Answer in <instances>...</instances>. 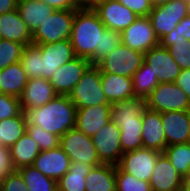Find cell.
Instances as JSON below:
<instances>
[{
	"label": "cell",
	"mask_w": 190,
	"mask_h": 191,
	"mask_svg": "<svg viewBox=\"0 0 190 191\" xmlns=\"http://www.w3.org/2000/svg\"><path fill=\"white\" fill-rule=\"evenodd\" d=\"M76 106L69 96L57 95L38 108H23L27 125H37L59 137L75 128Z\"/></svg>",
	"instance_id": "6da1fadb"
},
{
	"label": "cell",
	"mask_w": 190,
	"mask_h": 191,
	"mask_svg": "<svg viewBox=\"0 0 190 191\" xmlns=\"http://www.w3.org/2000/svg\"><path fill=\"white\" fill-rule=\"evenodd\" d=\"M107 28L93 9L76 10L70 42L75 57L89 59L100 49L101 35Z\"/></svg>",
	"instance_id": "7a4b0ae2"
},
{
	"label": "cell",
	"mask_w": 190,
	"mask_h": 191,
	"mask_svg": "<svg viewBox=\"0 0 190 191\" xmlns=\"http://www.w3.org/2000/svg\"><path fill=\"white\" fill-rule=\"evenodd\" d=\"M68 96L76 109L110 104L101 86V71L92 64L86 69Z\"/></svg>",
	"instance_id": "3957f363"
},
{
	"label": "cell",
	"mask_w": 190,
	"mask_h": 191,
	"mask_svg": "<svg viewBox=\"0 0 190 191\" xmlns=\"http://www.w3.org/2000/svg\"><path fill=\"white\" fill-rule=\"evenodd\" d=\"M76 10H55L32 34L33 44H52L70 39Z\"/></svg>",
	"instance_id": "277c9868"
},
{
	"label": "cell",
	"mask_w": 190,
	"mask_h": 191,
	"mask_svg": "<svg viewBox=\"0 0 190 191\" xmlns=\"http://www.w3.org/2000/svg\"><path fill=\"white\" fill-rule=\"evenodd\" d=\"M143 62L144 53L121 44L100 60L96 66L101 73H111L132 78Z\"/></svg>",
	"instance_id": "5b68a950"
},
{
	"label": "cell",
	"mask_w": 190,
	"mask_h": 191,
	"mask_svg": "<svg viewBox=\"0 0 190 191\" xmlns=\"http://www.w3.org/2000/svg\"><path fill=\"white\" fill-rule=\"evenodd\" d=\"M59 146L68 155L71 162L99 166L100 162L92 137L76 128L70 129L60 137Z\"/></svg>",
	"instance_id": "8992f818"
},
{
	"label": "cell",
	"mask_w": 190,
	"mask_h": 191,
	"mask_svg": "<svg viewBox=\"0 0 190 191\" xmlns=\"http://www.w3.org/2000/svg\"><path fill=\"white\" fill-rule=\"evenodd\" d=\"M146 108L156 112L190 110V99L175 83H159L146 98Z\"/></svg>",
	"instance_id": "52a82bcc"
},
{
	"label": "cell",
	"mask_w": 190,
	"mask_h": 191,
	"mask_svg": "<svg viewBox=\"0 0 190 191\" xmlns=\"http://www.w3.org/2000/svg\"><path fill=\"white\" fill-rule=\"evenodd\" d=\"M120 128L111 120L101 127L92 141L102 164L118 165L123 155L120 143Z\"/></svg>",
	"instance_id": "ba28073f"
},
{
	"label": "cell",
	"mask_w": 190,
	"mask_h": 191,
	"mask_svg": "<svg viewBox=\"0 0 190 191\" xmlns=\"http://www.w3.org/2000/svg\"><path fill=\"white\" fill-rule=\"evenodd\" d=\"M36 45L40 50L39 77L49 80L57 68L75 58L70 39Z\"/></svg>",
	"instance_id": "9c48e42d"
},
{
	"label": "cell",
	"mask_w": 190,
	"mask_h": 191,
	"mask_svg": "<svg viewBox=\"0 0 190 191\" xmlns=\"http://www.w3.org/2000/svg\"><path fill=\"white\" fill-rule=\"evenodd\" d=\"M186 16L185 0H171L165 5L153 7L148 15L159 40L174 30Z\"/></svg>",
	"instance_id": "30bf717a"
},
{
	"label": "cell",
	"mask_w": 190,
	"mask_h": 191,
	"mask_svg": "<svg viewBox=\"0 0 190 191\" xmlns=\"http://www.w3.org/2000/svg\"><path fill=\"white\" fill-rule=\"evenodd\" d=\"M162 154L155 149L141 148L123 153L118 166L139 180L149 182L158 157Z\"/></svg>",
	"instance_id": "8fae6325"
},
{
	"label": "cell",
	"mask_w": 190,
	"mask_h": 191,
	"mask_svg": "<svg viewBox=\"0 0 190 191\" xmlns=\"http://www.w3.org/2000/svg\"><path fill=\"white\" fill-rule=\"evenodd\" d=\"M101 22L109 30L124 31L139 17L117 0H102L94 5Z\"/></svg>",
	"instance_id": "7c38bea8"
},
{
	"label": "cell",
	"mask_w": 190,
	"mask_h": 191,
	"mask_svg": "<svg viewBox=\"0 0 190 191\" xmlns=\"http://www.w3.org/2000/svg\"><path fill=\"white\" fill-rule=\"evenodd\" d=\"M90 65L91 62L88 59L75 57L57 68L50 77L49 83L57 95L68 96Z\"/></svg>",
	"instance_id": "4fadbf2b"
},
{
	"label": "cell",
	"mask_w": 190,
	"mask_h": 191,
	"mask_svg": "<svg viewBox=\"0 0 190 191\" xmlns=\"http://www.w3.org/2000/svg\"><path fill=\"white\" fill-rule=\"evenodd\" d=\"M121 34L122 44L142 53L159 45V38L152 28L148 16L139 17L129 27L122 31Z\"/></svg>",
	"instance_id": "5bb4252c"
},
{
	"label": "cell",
	"mask_w": 190,
	"mask_h": 191,
	"mask_svg": "<svg viewBox=\"0 0 190 191\" xmlns=\"http://www.w3.org/2000/svg\"><path fill=\"white\" fill-rule=\"evenodd\" d=\"M144 63L157 76L159 83H174L181 71L168 49L160 45L144 53Z\"/></svg>",
	"instance_id": "9a60e30c"
},
{
	"label": "cell",
	"mask_w": 190,
	"mask_h": 191,
	"mask_svg": "<svg viewBox=\"0 0 190 191\" xmlns=\"http://www.w3.org/2000/svg\"><path fill=\"white\" fill-rule=\"evenodd\" d=\"M111 104L94 105L76 110L75 128L87 136L96 132L111 120Z\"/></svg>",
	"instance_id": "2e32d148"
},
{
	"label": "cell",
	"mask_w": 190,
	"mask_h": 191,
	"mask_svg": "<svg viewBox=\"0 0 190 191\" xmlns=\"http://www.w3.org/2000/svg\"><path fill=\"white\" fill-rule=\"evenodd\" d=\"M167 146L190 142V110L161 113Z\"/></svg>",
	"instance_id": "e0dca14e"
},
{
	"label": "cell",
	"mask_w": 190,
	"mask_h": 191,
	"mask_svg": "<svg viewBox=\"0 0 190 191\" xmlns=\"http://www.w3.org/2000/svg\"><path fill=\"white\" fill-rule=\"evenodd\" d=\"M184 178L180 176L173 164L162 153L156 162L149 180L151 191H181Z\"/></svg>",
	"instance_id": "ac0fdd59"
},
{
	"label": "cell",
	"mask_w": 190,
	"mask_h": 191,
	"mask_svg": "<svg viewBox=\"0 0 190 191\" xmlns=\"http://www.w3.org/2000/svg\"><path fill=\"white\" fill-rule=\"evenodd\" d=\"M70 163L68 155L60 146H57L50 150L40 151L33 166L46 177L57 182L69 170Z\"/></svg>",
	"instance_id": "d6986e66"
},
{
	"label": "cell",
	"mask_w": 190,
	"mask_h": 191,
	"mask_svg": "<svg viewBox=\"0 0 190 191\" xmlns=\"http://www.w3.org/2000/svg\"><path fill=\"white\" fill-rule=\"evenodd\" d=\"M143 148L164 152L167 147L161 112L145 109L142 113Z\"/></svg>",
	"instance_id": "ffe728a7"
},
{
	"label": "cell",
	"mask_w": 190,
	"mask_h": 191,
	"mask_svg": "<svg viewBox=\"0 0 190 191\" xmlns=\"http://www.w3.org/2000/svg\"><path fill=\"white\" fill-rule=\"evenodd\" d=\"M57 94L48 79L29 78L20 96L21 108H38L51 101Z\"/></svg>",
	"instance_id": "44dd1931"
},
{
	"label": "cell",
	"mask_w": 190,
	"mask_h": 191,
	"mask_svg": "<svg viewBox=\"0 0 190 191\" xmlns=\"http://www.w3.org/2000/svg\"><path fill=\"white\" fill-rule=\"evenodd\" d=\"M0 37L25 46L32 44V33L22 20L17 9L0 14Z\"/></svg>",
	"instance_id": "7402d4cb"
},
{
	"label": "cell",
	"mask_w": 190,
	"mask_h": 191,
	"mask_svg": "<svg viewBox=\"0 0 190 191\" xmlns=\"http://www.w3.org/2000/svg\"><path fill=\"white\" fill-rule=\"evenodd\" d=\"M101 86L110 104L134 97L131 77L101 73Z\"/></svg>",
	"instance_id": "603a6c76"
},
{
	"label": "cell",
	"mask_w": 190,
	"mask_h": 191,
	"mask_svg": "<svg viewBox=\"0 0 190 191\" xmlns=\"http://www.w3.org/2000/svg\"><path fill=\"white\" fill-rule=\"evenodd\" d=\"M38 144L25 132L10 148L9 156L13 170L33 165L39 155Z\"/></svg>",
	"instance_id": "cb8c5ba5"
},
{
	"label": "cell",
	"mask_w": 190,
	"mask_h": 191,
	"mask_svg": "<svg viewBox=\"0 0 190 191\" xmlns=\"http://www.w3.org/2000/svg\"><path fill=\"white\" fill-rule=\"evenodd\" d=\"M17 10L32 34L55 11L41 0H18Z\"/></svg>",
	"instance_id": "d4e9b609"
},
{
	"label": "cell",
	"mask_w": 190,
	"mask_h": 191,
	"mask_svg": "<svg viewBox=\"0 0 190 191\" xmlns=\"http://www.w3.org/2000/svg\"><path fill=\"white\" fill-rule=\"evenodd\" d=\"M27 81L26 72L20 61L0 70L1 94L20 98Z\"/></svg>",
	"instance_id": "484cf974"
},
{
	"label": "cell",
	"mask_w": 190,
	"mask_h": 191,
	"mask_svg": "<svg viewBox=\"0 0 190 191\" xmlns=\"http://www.w3.org/2000/svg\"><path fill=\"white\" fill-rule=\"evenodd\" d=\"M85 180L86 191H116V165L94 166Z\"/></svg>",
	"instance_id": "4316f807"
},
{
	"label": "cell",
	"mask_w": 190,
	"mask_h": 191,
	"mask_svg": "<svg viewBox=\"0 0 190 191\" xmlns=\"http://www.w3.org/2000/svg\"><path fill=\"white\" fill-rule=\"evenodd\" d=\"M146 109V99L133 97L111 104V121L119 127V122L135 121Z\"/></svg>",
	"instance_id": "83f0119b"
},
{
	"label": "cell",
	"mask_w": 190,
	"mask_h": 191,
	"mask_svg": "<svg viewBox=\"0 0 190 191\" xmlns=\"http://www.w3.org/2000/svg\"><path fill=\"white\" fill-rule=\"evenodd\" d=\"M93 165L71 162L69 170L57 181L58 191H86L85 177Z\"/></svg>",
	"instance_id": "f1b7e54d"
},
{
	"label": "cell",
	"mask_w": 190,
	"mask_h": 191,
	"mask_svg": "<svg viewBox=\"0 0 190 191\" xmlns=\"http://www.w3.org/2000/svg\"><path fill=\"white\" fill-rule=\"evenodd\" d=\"M122 152L126 153L143 148L142 115L135 121L119 122Z\"/></svg>",
	"instance_id": "f546056e"
},
{
	"label": "cell",
	"mask_w": 190,
	"mask_h": 191,
	"mask_svg": "<svg viewBox=\"0 0 190 191\" xmlns=\"http://www.w3.org/2000/svg\"><path fill=\"white\" fill-rule=\"evenodd\" d=\"M27 124L23 112L13 118L0 121V144L9 149L25 132Z\"/></svg>",
	"instance_id": "4dcf8cb0"
},
{
	"label": "cell",
	"mask_w": 190,
	"mask_h": 191,
	"mask_svg": "<svg viewBox=\"0 0 190 191\" xmlns=\"http://www.w3.org/2000/svg\"><path fill=\"white\" fill-rule=\"evenodd\" d=\"M132 83L134 97L142 99H146L159 84L157 76H154L150 67L144 62L132 76Z\"/></svg>",
	"instance_id": "1f68e13d"
},
{
	"label": "cell",
	"mask_w": 190,
	"mask_h": 191,
	"mask_svg": "<svg viewBox=\"0 0 190 191\" xmlns=\"http://www.w3.org/2000/svg\"><path fill=\"white\" fill-rule=\"evenodd\" d=\"M27 187V191H57V182L54 179L46 177L33 165L22 167L17 170Z\"/></svg>",
	"instance_id": "d6a6232c"
},
{
	"label": "cell",
	"mask_w": 190,
	"mask_h": 191,
	"mask_svg": "<svg viewBox=\"0 0 190 191\" xmlns=\"http://www.w3.org/2000/svg\"><path fill=\"white\" fill-rule=\"evenodd\" d=\"M184 179L190 173V142L172 144L163 152Z\"/></svg>",
	"instance_id": "836d02e7"
},
{
	"label": "cell",
	"mask_w": 190,
	"mask_h": 191,
	"mask_svg": "<svg viewBox=\"0 0 190 191\" xmlns=\"http://www.w3.org/2000/svg\"><path fill=\"white\" fill-rule=\"evenodd\" d=\"M121 44V32L106 29L101 35L100 49H95L94 54L88 60L92 65H96Z\"/></svg>",
	"instance_id": "e575fe53"
},
{
	"label": "cell",
	"mask_w": 190,
	"mask_h": 191,
	"mask_svg": "<svg viewBox=\"0 0 190 191\" xmlns=\"http://www.w3.org/2000/svg\"><path fill=\"white\" fill-rule=\"evenodd\" d=\"M24 44L9 41L6 39L0 40V70L5 69L11 64L17 63L22 57Z\"/></svg>",
	"instance_id": "d590c367"
},
{
	"label": "cell",
	"mask_w": 190,
	"mask_h": 191,
	"mask_svg": "<svg viewBox=\"0 0 190 191\" xmlns=\"http://www.w3.org/2000/svg\"><path fill=\"white\" fill-rule=\"evenodd\" d=\"M40 50L36 44L24 46L21 65L26 72L27 78H39Z\"/></svg>",
	"instance_id": "8d00e7d4"
},
{
	"label": "cell",
	"mask_w": 190,
	"mask_h": 191,
	"mask_svg": "<svg viewBox=\"0 0 190 191\" xmlns=\"http://www.w3.org/2000/svg\"><path fill=\"white\" fill-rule=\"evenodd\" d=\"M116 191H151L150 183L139 180L116 166Z\"/></svg>",
	"instance_id": "74e56055"
},
{
	"label": "cell",
	"mask_w": 190,
	"mask_h": 191,
	"mask_svg": "<svg viewBox=\"0 0 190 191\" xmlns=\"http://www.w3.org/2000/svg\"><path fill=\"white\" fill-rule=\"evenodd\" d=\"M26 132L38 144L40 151L50 150L59 146V136L47 132L37 125H27Z\"/></svg>",
	"instance_id": "f35d334b"
},
{
	"label": "cell",
	"mask_w": 190,
	"mask_h": 191,
	"mask_svg": "<svg viewBox=\"0 0 190 191\" xmlns=\"http://www.w3.org/2000/svg\"><path fill=\"white\" fill-rule=\"evenodd\" d=\"M190 41V16H186L180 23L177 24L174 30L163 36L159 40V45L168 48L176 41Z\"/></svg>",
	"instance_id": "ab89813d"
},
{
	"label": "cell",
	"mask_w": 190,
	"mask_h": 191,
	"mask_svg": "<svg viewBox=\"0 0 190 191\" xmlns=\"http://www.w3.org/2000/svg\"><path fill=\"white\" fill-rule=\"evenodd\" d=\"M167 49L181 70L190 69V41H176Z\"/></svg>",
	"instance_id": "60d3db41"
},
{
	"label": "cell",
	"mask_w": 190,
	"mask_h": 191,
	"mask_svg": "<svg viewBox=\"0 0 190 191\" xmlns=\"http://www.w3.org/2000/svg\"><path fill=\"white\" fill-rule=\"evenodd\" d=\"M22 112L19 98L7 94H0V121L13 118Z\"/></svg>",
	"instance_id": "b9f144b4"
},
{
	"label": "cell",
	"mask_w": 190,
	"mask_h": 191,
	"mask_svg": "<svg viewBox=\"0 0 190 191\" xmlns=\"http://www.w3.org/2000/svg\"><path fill=\"white\" fill-rule=\"evenodd\" d=\"M0 191H27V187L21 174L11 170L0 179Z\"/></svg>",
	"instance_id": "7bdbcfd3"
},
{
	"label": "cell",
	"mask_w": 190,
	"mask_h": 191,
	"mask_svg": "<svg viewBox=\"0 0 190 191\" xmlns=\"http://www.w3.org/2000/svg\"><path fill=\"white\" fill-rule=\"evenodd\" d=\"M138 17H146L151 12L153 6L150 0H117Z\"/></svg>",
	"instance_id": "ee69618b"
},
{
	"label": "cell",
	"mask_w": 190,
	"mask_h": 191,
	"mask_svg": "<svg viewBox=\"0 0 190 191\" xmlns=\"http://www.w3.org/2000/svg\"><path fill=\"white\" fill-rule=\"evenodd\" d=\"M174 83L177 84L190 99V69H182Z\"/></svg>",
	"instance_id": "f6af8a7d"
},
{
	"label": "cell",
	"mask_w": 190,
	"mask_h": 191,
	"mask_svg": "<svg viewBox=\"0 0 190 191\" xmlns=\"http://www.w3.org/2000/svg\"><path fill=\"white\" fill-rule=\"evenodd\" d=\"M13 170L10 163L9 149L0 146V179Z\"/></svg>",
	"instance_id": "bcb514c9"
},
{
	"label": "cell",
	"mask_w": 190,
	"mask_h": 191,
	"mask_svg": "<svg viewBox=\"0 0 190 191\" xmlns=\"http://www.w3.org/2000/svg\"><path fill=\"white\" fill-rule=\"evenodd\" d=\"M55 10H77L72 0H41Z\"/></svg>",
	"instance_id": "7dc6e473"
},
{
	"label": "cell",
	"mask_w": 190,
	"mask_h": 191,
	"mask_svg": "<svg viewBox=\"0 0 190 191\" xmlns=\"http://www.w3.org/2000/svg\"><path fill=\"white\" fill-rule=\"evenodd\" d=\"M18 0H0V14L9 13L17 9Z\"/></svg>",
	"instance_id": "c3c4849f"
},
{
	"label": "cell",
	"mask_w": 190,
	"mask_h": 191,
	"mask_svg": "<svg viewBox=\"0 0 190 191\" xmlns=\"http://www.w3.org/2000/svg\"><path fill=\"white\" fill-rule=\"evenodd\" d=\"M72 4L77 10L93 9L95 5L91 0H72Z\"/></svg>",
	"instance_id": "681fc988"
},
{
	"label": "cell",
	"mask_w": 190,
	"mask_h": 191,
	"mask_svg": "<svg viewBox=\"0 0 190 191\" xmlns=\"http://www.w3.org/2000/svg\"><path fill=\"white\" fill-rule=\"evenodd\" d=\"M153 7H158L165 5L166 3L170 2L171 0H150Z\"/></svg>",
	"instance_id": "f907efd6"
},
{
	"label": "cell",
	"mask_w": 190,
	"mask_h": 191,
	"mask_svg": "<svg viewBox=\"0 0 190 191\" xmlns=\"http://www.w3.org/2000/svg\"><path fill=\"white\" fill-rule=\"evenodd\" d=\"M181 191H190V184H183Z\"/></svg>",
	"instance_id": "816d5d0a"
},
{
	"label": "cell",
	"mask_w": 190,
	"mask_h": 191,
	"mask_svg": "<svg viewBox=\"0 0 190 191\" xmlns=\"http://www.w3.org/2000/svg\"><path fill=\"white\" fill-rule=\"evenodd\" d=\"M187 15L190 16V0L186 1Z\"/></svg>",
	"instance_id": "f5cc1de1"
},
{
	"label": "cell",
	"mask_w": 190,
	"mask_h": 191,
	"mask_svg": "<svg viewBox=\"0 0 190 191\" xmlns=\"http://www.w3.org/2000/svg\"><path fill=\"white\" fill-rule=\"evenodd\" d=\"M183 184H190V173H189L188 176L184 179Z\"/></svg>",
	"instance_id": "db71d44e"
},
{
	"label": "cell",
	"mask_w": 190,
	"mask_h": 191,
	"mask_svg": "<svg viewBox=\"0 0 190 191\" xmlns=\"http://www.w3.org/2000/svg\"><path fill=\"white\" fill-rule=\"evenodd\" d=\"M94 4H97L98 2L102 1V0H91Z\"/></svg>",
	"instance_id": "11a10c76"
}]
</instances>
